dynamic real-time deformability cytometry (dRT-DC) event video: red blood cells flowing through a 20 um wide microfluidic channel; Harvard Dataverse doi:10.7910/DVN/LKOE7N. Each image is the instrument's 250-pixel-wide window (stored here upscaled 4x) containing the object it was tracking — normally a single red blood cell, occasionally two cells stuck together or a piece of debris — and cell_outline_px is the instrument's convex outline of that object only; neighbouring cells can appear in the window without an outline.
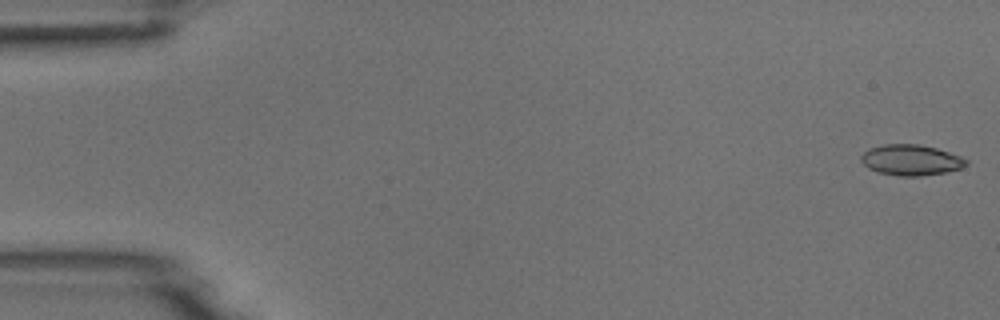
{"species": "common noctule bat (a hibernating species)", "species_latin": "Nyctalus noctula", "temperature_condition": "room temperature", "stored_images_in_passage": 7, "camera_frame_rate_fps": 3000, "um_per_image_px": 0.085, "animal": {"sex": "male", "body_mass_g": 18.8}, "frame": {"image": 1, "passage_image": 1, "time_ms": 0.0, "image_size_px": [1000, 320], "cell_outline_px": [[968, 164], [960, 168], [944, 172], [920, 176], [900, 176], [880, 172], [868, 168], [860, 160], [860, 156], [868, 148], [884, 144], [916, 144], [936, 148], [960, 156], [968, 160]], "centroid_in_image_um": [77.41, 13.59], "position_along_channel_um": 7.6, "area_um2": 18.67}}